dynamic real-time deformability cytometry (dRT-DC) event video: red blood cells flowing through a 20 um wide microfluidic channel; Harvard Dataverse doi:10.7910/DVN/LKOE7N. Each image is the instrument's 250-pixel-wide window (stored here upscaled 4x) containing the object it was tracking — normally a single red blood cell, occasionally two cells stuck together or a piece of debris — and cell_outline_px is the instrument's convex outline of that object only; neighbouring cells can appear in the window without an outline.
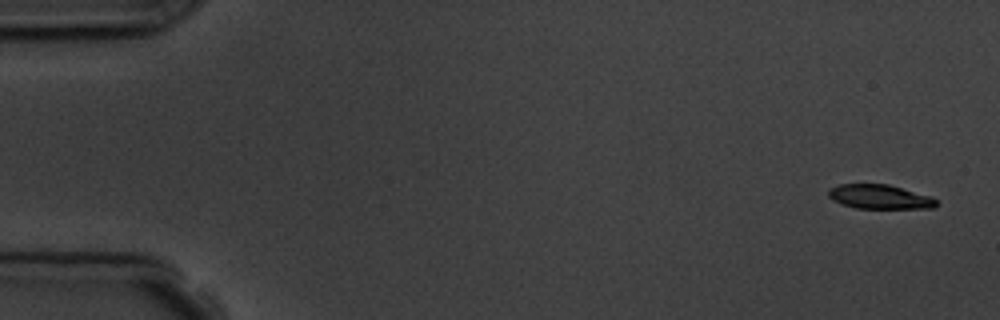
{"species": "common noctule bat (a hibernating species)", "species_latin": "Nyctalus noctula", "temperature_condition": "room temperature", "stored_images_in_passage": 5, "camera_frame_rate_fps": 3000, "um_per_image_px": 0.085, "animal": {"sex": "male", "body_mass_g": 19.5, "forearm_length_mm": 54.6}, "frame": {"image": 1, "passage_image": 1, "time_ms": 0.0, "image_size_px": [1000, 320], "cell_outline_px": [[936, 204], [932, 208], [856, 208], [832, 200], [828, 196], [828, 188], [840, 184], [888, 184], [932, 196], [936, 200]], "centroid_in_image_um": [74.75, 16.72], "position_along_channel_um": 10.2, "area_um2": 15.2}}
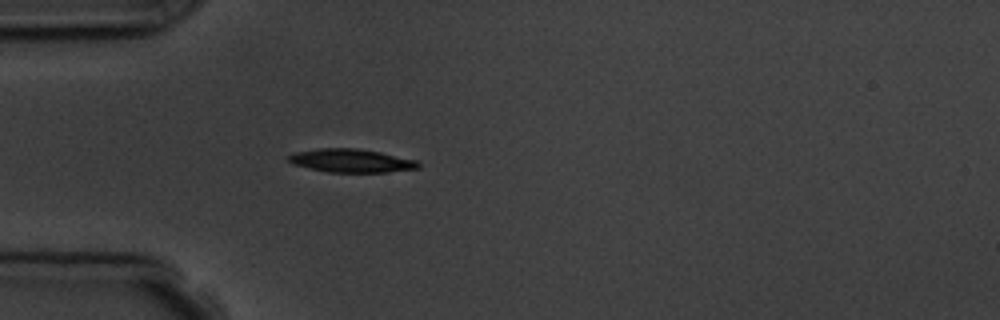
{"frame": {"image": 2, "passage_image": 5, "time_ms": 4.667, "image_size_px": [1000, 320], "cell_outline_px": [[420, 168], [388, 172], [328, 172], [292, 164], [284, 156], [292, 152], [320, 148], [356, 148], [380, 152], [416, 160], [420, 164]], "centroid_in_image_um": [29.8, 13.65], "position_along_channel_um": 55.2, "area_um2": 17.8}}